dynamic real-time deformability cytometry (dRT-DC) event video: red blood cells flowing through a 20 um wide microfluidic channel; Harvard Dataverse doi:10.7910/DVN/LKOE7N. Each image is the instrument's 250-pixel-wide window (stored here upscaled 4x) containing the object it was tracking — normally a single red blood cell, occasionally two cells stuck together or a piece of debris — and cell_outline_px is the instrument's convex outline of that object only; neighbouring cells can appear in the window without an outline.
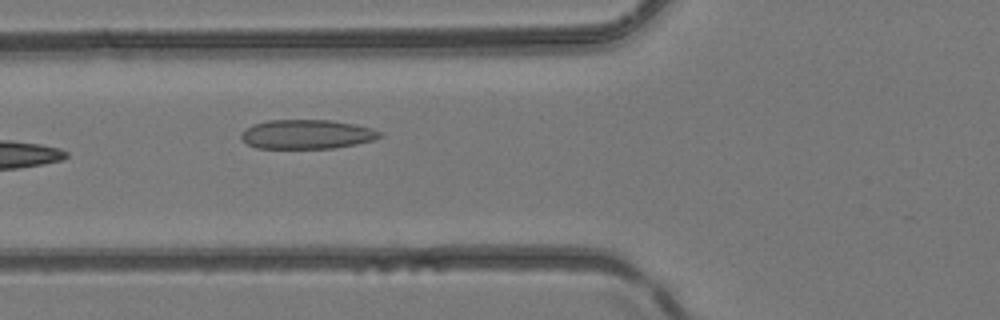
{"species": "common noctule bat (a hibernating species)", "species_latin": "Nyctalus noctula", "temperature_condition": "room temperature", "stored_images_in_passage": 6, "camera_frame_rate_fps": 3000, "um_per_image_px": 0.085, "animal": {"sex": "female", "body_mass_g": 24.6, "forearm_length_mm": 56.2}, "frame": {"image": 1, "passage_image": 6, "time_ms": 1.667, "image_size_px": [1000, 320], "cell_outline_px": [[384, 136], [372, 140], [356, 144], [332, 148], [256, 148], [248, 144], [240, 136], [240, 132], [244, 128], [252, 124], [268, 120], [332, 120], [356, 124], [372, 128], [380, 132]], "centroid_in_image_um": [26.06, 11.4], "position_along_channel_um": 99.7, "area_um2": 23.76}}